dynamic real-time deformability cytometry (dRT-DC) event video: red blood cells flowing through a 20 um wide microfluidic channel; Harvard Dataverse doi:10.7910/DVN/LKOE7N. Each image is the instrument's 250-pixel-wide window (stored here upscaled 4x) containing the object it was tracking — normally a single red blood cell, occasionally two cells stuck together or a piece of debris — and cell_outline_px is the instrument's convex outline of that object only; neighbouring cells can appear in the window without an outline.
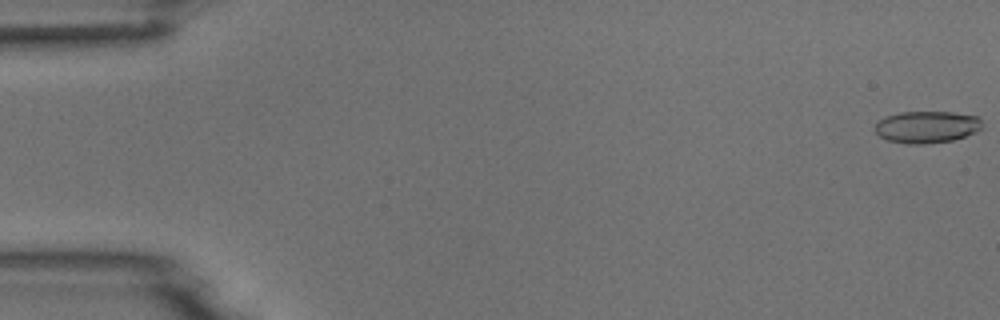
{"species": "common noctule bat (a hibernating species)", "species_latin": "Nyctalus noctula", "temperature_condition": "room temperature", "stored_images_in_passage": 53, "camera_frame_rate_fps": 3000, "um_per_image_px": 0.085, "animal": {"sex": "male", "body_mass_g": 18.8}, "frame": {"image": 1, "passage_image": 1, "time_ms": 0.0, "image_size_px": [1000, 320], "cell_outline_px": [[984, 128], [976, 132], [952, 140], [924, 144], [908, 144], [888, 140], [880, 136], [876, 132], [876, 124], [884, 116], [900, 112], [952, 112], [980, 116]], "centroid_in_image_um": [78.83, 10.78], "position_along_channel_um": 6.2, "area_um2": 20.06}}
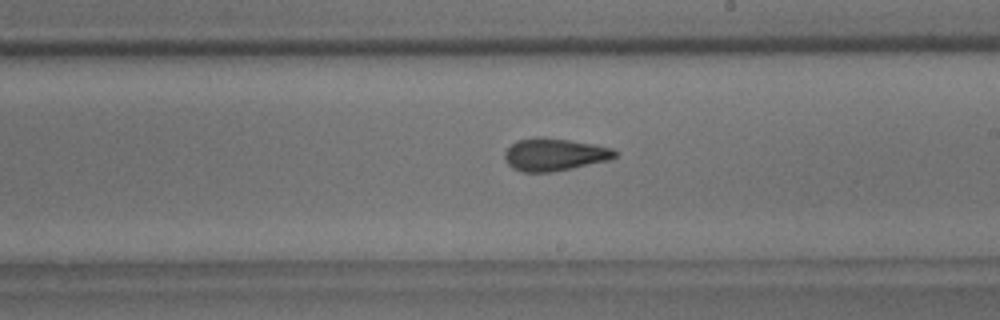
{"frame": {"image": 2, "passage_image": 31, "time_ms": 10.0, "image_size_px": [1000, 320], "cell_outline_px": [[616, 156], [612, 160], [552, 172], [524, 172], [512, 168], [504, 160], [504, 152], [516, 140], [536, 136], [544, 136], [592, 144], [612, 148], [616, 152]], "centroid_in_image_um": [47.1, 13.13], "position_along_channel_um": 241.9, "area_um2": 21.1}}
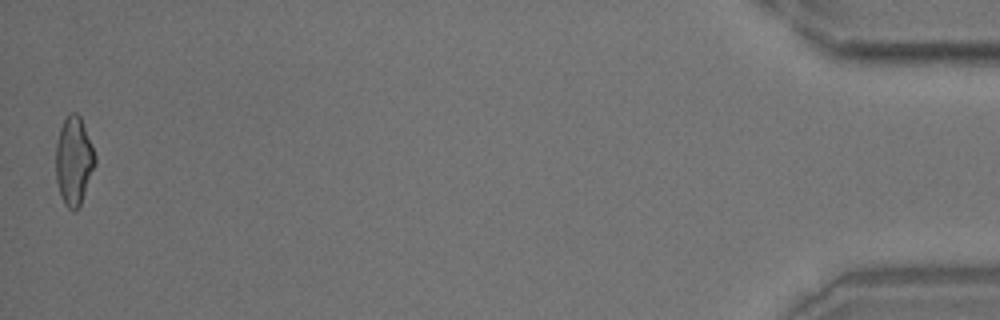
{"frame": {"image": 3, "passage_image": 53, "time_ms": 17.333, "image_size_px": [1000, 320], "cell_outline_px": [[96, 164], [80, 204], [76, 212], [72, 212], [64, 204], [60, 196], [56, 180], [56, 144], [60, 128], [68, 112], [76, 112], [80, 116], [92, 144], [96, 156]], "centroid_in_image_um": [6.27, 13.68], "position_along_channel_um": 428.9, "area_um2": 20.4}}